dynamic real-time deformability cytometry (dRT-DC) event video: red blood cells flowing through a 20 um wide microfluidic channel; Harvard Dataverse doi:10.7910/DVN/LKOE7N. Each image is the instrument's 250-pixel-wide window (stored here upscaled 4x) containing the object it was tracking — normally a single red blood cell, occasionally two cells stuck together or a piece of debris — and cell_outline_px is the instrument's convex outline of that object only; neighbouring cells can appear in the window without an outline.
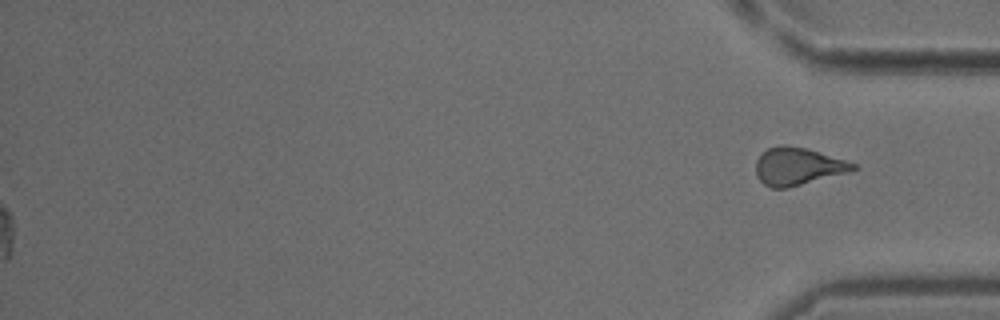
{"species": "common noctule bat (a hibernating species)", "species_latin": "Nyctalus noctula", "temperature_condition": "cold", "stored_images_in_passage": 47, "segment_of_instrument_passage": [2, 2], "camera_frame_rate_fps": 3000, "um_per_image_px": 0.085, "animal": {"sex": "male", "body_mass_g": 18.8}, "frame": {"image": 1, "passage_image": 47, "time_ms": 15.333, "image_size_px": [1000, 320], "cell_outline_px": [[860, 168], [852, 172], [788, 188], [772, 188], [764, 184], [760, 180], [756, 172], [756, 160], [768, 148], [780, 144], [784, 144], [808, 148], [856, 164]], "centroid_in_image_um": [67.86, 14.14], "position_along_channel_um": 367.3, "area_um2": 21.5}}